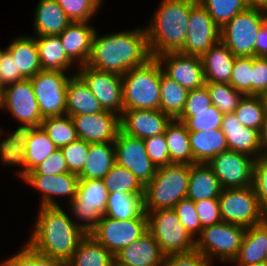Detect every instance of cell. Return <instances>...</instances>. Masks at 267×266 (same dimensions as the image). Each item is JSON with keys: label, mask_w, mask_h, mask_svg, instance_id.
<instances>
[{"label": "cell", "mask_w": 267, "mask_h": 266, "mask_svg": "<svg viewBox=\"0 0 267 266\" xmlns=\"http://www.w3.org/2000/svg\"><path fill=\"white\" fill-rule=\"evenodd\" d=\"M220 40V28L207 10L197 3L190 11L188 32L180 53L201 57Z\"/></svg>", "instance_id": "18"}, {"label": "cell", "mask_w": 267, "mask_h": 266, "mask_svg": "<svg viewBox=\"0 0 267 266\" xmlns=\"http://www.w3.org/2000/svg\"><path fill=\"white\" fill-rule=\"evenodd\" d=\"M260 96L263 100L264 106L266 108V113H267V89Z\"/></svg>", "instance_id": "62"}, {"label": "cell", "mask_w": 267, "mask_h": 266, "mask_svg": "<svg viewBox=\"0 0 267 266\" xmlns=\"http://www.w3.org/2000/svg\"><path fill=\"white\" fill-rule=\"evenodd\" d=\"M108 193L145 194V186L129 170L115 163L102 179Z\"/></svg>", "instance_id": "39"}, {"label": "cell", "mask_w": 267, "mask_h": 266, "mask_svg": "<svg viewBox=\"0 0 267 266\" xmlns=\"http://www.w3.org/2000/svg\"><path fill=\"white\" fill-rule=\"evenodd\" d=\"M104 111L84 80L75 73L68 82L66 92V115L77 116Z\"/></svg>", "instance_id": "30"}, {"label": "cell", "mask_w": 267, "mask_h": 266, "mask_svg": "<svg viewBox=\"0 0 267 266\" xmlns=\"http://www.w3.org/2000/svg\"><path fill=\"white\" fill-rule=\"evenodd\" d=\"M173 118L161 110H124L120 130L140 139L164 134Z\"/></svg>", "instance_id": "21"}, {"label": "cell", "mask_w": 267, "mask_h": 266, "mask_svg": "<svg viewBox=\"0 0 267 266\" xmlns=\"http://www.w3.org/2000/svg\"><path fill=\"white\" fill-rule=\"evenodd\" d=\"M202 228L223 222L218 198L194 202Z\"/></svg>", "instance_id": "53"}, {"label": "cell", "mask_w": 267, "mask_h": 266, "mask_svg": "<svg viewBox=\"0 0 267 266\" xmlns=\"http://www.w3.org/2000/svg\"><path fill=\"white\" fill-rule=\"evenodd\" d=\"M212 106L207 86L190 90L187 95L184 109L179 116H193V111L207 110Z\"/></svg>", "instance_id": "54"}, {"label": "cell", "mask_w": 267, "mask_h": 266, "mask_svg": "<svg viewBox=\"0 0 267 266\" xmlns=\"http://www.w3.org/2000/svg\"><path fill=\"white\" fill-rule=\"evenodd\" d=\"M224 114L214 105L207 110L193 111V116H178L176 120L183 122L189 132L206 131L221 128Z\"/></svg>", "instance_id": "44"}, {"label": "cell", "mask_w": 267, "mask_h": 266, "mask_svg": "<svg viewBox=\"0 0 267 266\" xmlns=\"http://www.w3.org/2000/svg\"><path fill=\"white\" fill-rule=\"evenodd\" d=\"M221 29L235 15L251 6L246 0H198Z\"/></svg>", "instance_id": "42"}, {"label": "cell", "mask_w": 267, "mask_h": 266, "mask_svg": "<svg viewBox=\"0 0 267 266\" xmlns=\"http://www.w3.org/2000/svg\"><path fill=\"white\" fill-rule=\"evenodd\" d=\"M255 57H267V19L260 28L255 42Z\"/></svg>", "instance_id": "58"}, {"label": "cell", "mask_w": 267, "mask_h": 266, "mask_svg": "<svg viewBox=\"0 0 267 266\" xmlns=\"http://www.w3.org/2000/svg\"><path fill=\"white\" fill-rule=\"evenodd\" d=\"M65 73L41 70L30 78L43 118L66 115L67 85L74 74Z\"/></svg>", "instance_id": "14"}, {"label": "cell", "mask_w": 267, "mask_h": 266, "mask_svg": "<svg viewBox=\"0 0 267 266\" xmlns=\"http://www.w3.org/2000/svg\"><path fill=\"white\" fill-rule=\"evenodd\" d=\"M42 127L25 128L6 141L5 165H19L17 174L22 178L57 150Z\"/></svg>", "instance_id": "6"}, {"label": "cell", "mask_w": 267, "mask_h": 266, "mask_svg": "<svg viewBox=\"0 0 267 266\" xmlns=\"http://www.w3.org/2000/svg\"><path fill=\"white\" fill-rule=\"evenodd\" d=\"M255 159L233 150L213 157L207 164L213 169L223 189L244 188L253 185Z\"/></svg>", "instance_id": "17"}, {"label": "cell", "mask_w": 267, "mask_h": 266, "mask_svg": "<svg viewBox=\"0 0 267 266\" xmlns=\"http://www.w3.org/2000/svg\"><path fill=\"white\" fill-rule=\"evenodd\" d=\"M7 50L16 64V72L30 79L42 70L35 36H20L15 38Z\"/></svg>", "instance_id": "33"}, {"label": "cell", "mask_w": 267, "mask_h": 266, "mask_svg": "<svg viewBox=\"0 0 267 266\" xmlns=\"http://www.w3.org/2000/svg\"><path fill=\"white\" fill-rule=\"evenodd\" d=\"M210 261L196 249L188 253L171 254L164 257L162 266H211Z\"/></svg>", "instance_id": "56"}, {"label": "cell", "mask_w": 267, "mask_h": 266, "mask_svg": "<svg viewBox=\"0 0 267 266\" xmlns=\"http://www.w3.org/2000/svg\"><path fill=\"white\" fill-rule=\"evenodd\" d=\"M188 92L183 86L166 76L161 67L159 110L176 119L184 109Z\"/></svg>", "instance_id": "38"}, {"label": "cell", "mask_w": 267, "mask_h": 266, "mask_svg": "<svg viewBox=\"0 0 267 266\" xmlns=\"http://www.w3.org/2000/svg\"><path fill=\"white\" fill-rule=\"evenodd\" d=\"M234 114L241 125L260 130L267 113L261 96L245 95L240 100Z\"/></svg>", "instance_id": "41"}, {"label": "cell", "mask_w": 267, "mask_h": 266, "mask_svg": "<svg viewBox=\"0 0 267 266\" xmlns=\"http://www.w3.org/2000/svg\"><path fill=\"white\" fill-rule=\"evenodd\" d=\"M89 145L90 143L77 139L60 148L70 173L78 175L83 170L86 158L88 157Z\"/></svg>", "instance_id": "48"}, {"label": "cell", "mask_w": 267, "mask_h": 266, "mask_svg": "<svg viewBox=\"0 0 267 266\" xmlns=\"http://www.w3.org/2000/svg\"><path fill=\"white\" fill-rule=\"evenodd\" d=\"M259 7L267 18V0H265Z\"/></svg>", "instance_id": "61"}, {"label": "cell", "mask_w": 267, "mask_h": 266, "mask_svg": "<svg viewBox=\"0 0 267 266\" xmlns=\"http://www.w3.org/2000/svg\"><path fill=\"white\" fill-rule=\"evenodd\" d=\"M1 109L8 110L18 120L19 125L13 133L0 142V160L3 164L6 161V141L16 132L33 127H41L43 121L39 110L33 86L30 79L15 82L2 89Z\"/></svg>", "instance_id": "7"}, {"label": "cell", "mask_w": 267, "mask_h": 266, "mask_svg": "<svg viewBox=\"0 0 267 266\" xmlns=\"http://www.w3.org/2000/svg\"><path fill=\"white\" fill-rule=\"evenodd\" d=\"M124 110L160 109L161 65L152 57L122 76Z\"/></svg>", "instance_id": "4"}, {"label": "cell", "mask_w": 267, "mask_h": 266, "mask_svg": "<svg viewBox=\"0 0 267 266\" xmlns=\"http://www.w3.org/2000/svg\"><path fill=\"white\" fill-rule=\"evenodd\" d=\"M5 266H65L61 261L33 250L27 243L21 251L2 262Z\"/></svg>", "instance_id": "47"}, {"label": "cell", "mask_w": 267, "mask_h": 266, "mask_svg": "<svg viewBox=\"0 0 267 266\" xmlns=\"http://www.w3.org/2000/svg\"><path fill=\"white\" fill-rule=\"evenodd\" d=\"M264 222L267 224V211L264 213Z\"/></svg>", "instance_id": "64"}, {"label": "cell", "mask_w": 267, "mask_h": 266, "mask_svg": "<svg viewBox=\"0 0 267 266\" xmlns=\"http://www.w3.org/2000/svg\"><path fill=\"white\" fill-rule=\"evenodd\" d=\"M221 130L226 136L228 150L246 154L255 160L260 156L259 130L241 125L234 112L224 114Z\"/></svg>", "instance_id": "25"}, {"label": "cell", "mask_w": 267, "mask_h": 266, "mask_svg": "<svg viewBox=\"0 0 267 266\" xmlns=\"http://www.w3.org/2000/svg\"><path fill=\"white\" fill-rule=\"evenodd\" d=\"M1 100H2V88L0 87V105H1Z\"/></svg>", "instance_id": "65"}, {"label": "cell", "mask_w": 267, "mask_h": 266, "mask_svg": "<svg viewBox=\"0 0 267 266\" xmlns=\"http://www.w3.org/2000/svg\"><path fill=\"white\" fill-rule=\"evenodd\" d=\"M251 6H260L265 0H246Z\"/></svg>", "instance_id": "60"}, {"label": "cell", "mask_w": 267, "mask_h": 266, "mask_svg": "<svg viewBox=\"0 0 267 266\" xmlns=\"http://www.w3.org/2000/svg\"><path fill=\"white\" fill-rule=\"evenodd\" d=\"M223 188L207 163L190 165L189 185L186 198L194 202L219 198Z\"/></svg>", "instance_id": "27"}, {"label": "cell", "mask_w": 267, "mask_h": 266, "mask_svg": "<svg viewBox=\"0 0 267 266\" xmlns=\"http://www.w3.org/2000/svg\"><path fill=\"white\" fill-rule=\"evenodd\" d=\"M190 176L189 164L173 163L157 168L145 186L144 211L173 208L186 198Z\"/></svg>", "instance_id": "5"}, {"label": "cell", "mask_w": 267, "mask_h": 266, "mask_svg": "<svg viewBox=\"0 0 267 266\" xmlns=\"http://www.w3.org/2000/svg\"><path fill=\"white\" fill-rule=\"evenodd\" d=\"M26 79L20 72H16L15 60L7 49L0 52V87L3 89L15 82Z\"/></svg>", "instance_id": "55"}, {"label": "cell", "mask_w": 267, "mask_h": 266, "mask_svg": "<svg viewBox=\"0 0 267 266\" xmlns=\"http://www.w3.org/2000/svg\"><path fill=\"white\" fill-rule=\"evenodd\" d=\"M68 171V166L63 152L58 148L54 153L49 155L42 163L25 175H56Z\"/></svg>", "instance_id": "52"}, {"label": "cell", "mask_w": 267, "mask_h": 266, "mask_svg": "<svg viewBox=\"0 0 267 266\" xmlns=\"http://www.w3.org/2000/svg\"><path fill=\"white\" fill-rule=\"evenodd\" d=\"M152 58L145 28L99 36L94 34L88 66L123 76Z\"/></svg>", "instance_id": "1"}, {"label": "cell", "mask_w": 267, "mask_h": 266, "mask_svg": "<svg viewBox=\"0 0 267 266\" xmlns=\"http://www.w3.org/2000/svg\"><path fill=\"white\" fill-rule=\"evenodd\" d=\"M218 201L223 222L245 228L264 222V212L253 186L223 189Z\"/></svg>", "instance_id": "11"}, {"label": "cell", "mask_w": 267, "mask_h": 266, "mask_svg": "<svg viewBox=\"0 0 267 266\" xmlns=\"http://www.w3.org/2000/svg\"><path fill=\"white\" fill-rule=\"evenodd\" d=\"M145 212L148 218V231L158 242L165 256L195 250V239L180 223L173 208Z\"/></svg>", "instance_id": "9"}, {"label": "cell", "mask_w": 267, "mask_h": 266, "mask_svg": "<svg viewBox=\"0 0 267 266\" xmlns=\"http://www.w3.org/2000/svg\"><path fill=\"white\" fill-rule=\"evenodd\" d=\"M156 59L163 67V73L188 91L205 85L201 57L180 52H169L158 55Z\"/></svg>", "instance_id": "19"}, {"label": "cell", "mask_w": 267, "mask_h": 266, "mask_svg": "<svg viewBox=\"0 0 267 266\" xmlns=\"http://www.w3.org/2000/svg\"><path fill=\"white\" fill-rule=\"evenodd\" d=\"M35 37L42 70L66 72L72 69L74 62L66 55L59 35Z\"/></svg>", "instance_id": "34"}, {"label": "cell", "mask_w": 267, "mask_h": 266, "mask_svg": "<svg viewBox=\"0 0 267 266\" xmlns=\"http://www.w3.org/2000/svg\"><path fill=\"white\" fill-rule=\"evenodd\" d=\"M39 209L27 244L36 252L65 265L87 234L60 206H42Z\"/></svg>", "instance_id": "2"}, {"label": "cell", "mask_w": 267, "mask_h": 266, "mask_svg": "<svg viewBox=\"0 0 267 266\" xmlns=\"http://www.w3.org/2000/svg\"><path fill=\"white\" fill-rule=\"evenodd\" d=\"M170 160L177 164H194L189 131L183 122L173 119L164 132Z\"/></svg>", "instance_id": "36"}, {"label": "cell", "mask_w": 267, "mask_h": 266, "mask_svg": "<svg viewBox=\"0 0 267 266\" xmlns=\"http://www.w3.org/2000/svg\"><path fill=\"white\" fill-rule=\"evenodd\" d=\"M143 142L149 158L157 168L173 164L164 134L148 137Z\"/></svg>", "instance_id": "50"}, {"label": "cell", "mask_w": 267, "mask_h": 266, "mask_svg": "<svg viewBox=\"0 0 267 266\" xmlns=\"http://www.w3.org/2000/svg\"><path fill=\"white\" fill-rule=\"evenodd\" d=\"M173 209L189 235L196 239L195 235H200L203 228L194 201L188 198L181 199Z\"/></svg>", "instance_id": "49"}, {"label": "cell", "mask_w": 267, "mask_h": 266, "mask_svg": "<svg viewBox=\"0 0 267 266\" xmlns=\"http://www.w3.org/2000/svg\"><path fill=\"white\" fill-rule=\"evenodd\" d=\"M147 231L148 218L144 211L138 218L127 220H118L104 215L89 235L115 256Z\"/></svg>", "instance_id": "12"}, {"label": "cell", "mask_w": 267, "mask_h": 266, "mask_svg": "<svg viewBox=\"0 0 267 266\" xmlns=\"http://www.w3.org/2000/svg\"><path fill=\"white\" fill-rule=\"evenodd\" d=\"M236 56L219 40L202 56L205 82L230 83Z\"/></svg>", "instance_id": "26"}, {"label": "cell", "mask_w": 267, "mask_h": 266, "mask_svg": "<svg viewBox=\"0 0 267 266\" xmlns=\"http://www.w3.org/2000/svg\"><path fill=\"white\" fill-rule=\"evenodd\" d=\"M34 16V36L59 35L72 22L55 0H39Z\"/></svg>", "instance_id": "29"}, {"label": "cell", "mask_w": 267, "mask_h": 266, "mask_svg": "<svg viewBox=\"0 0 267 266\" xmlns=\"http://www.w3.org/2000/svg\"><path fill=\"white\" fill-rule=\"evenodd\" d=\"M165 255L158 242L147 231L114 256L115 266H162Z\"/></svg>", "instance_id": "24"}, {"label": "cell", "mask_w": 267, "mask_h": 266, "mask_svg": "<svg viewBox=\"0 0 267 266\" xmlns=\"http://www.w3.org/2000/svg\"><path fill=\"white\" fill-rule=\"evenodd\" d=\"M95 32V28L90 26L89 22H71L59 34L65 53L75 66L88 63Z\"/></svg>", "instance_id": "23"}, {"label": "cell", "mask_w": 267, "mask_h": 266, "mask_svg": "<svg viewBox=\"0 0 267 266\" xmlns=\"http://www.w3.org/2000/svg\"><path fill=\"white\" fill-rule=\"evenodd\" d=\"M265 261H267V224L262 222L246 229L233 263L237 266H247Z\"/></svg>", "instance_id": "28"}, {"label": "cell", "mask_w": 267, "mask_h": 266, "mask_svg": "<svg viewBox=\"0 0 267 266\" xmlns=\"http://www.w3.org/2000/svg\"><path fill=\"white\" fill-rule=\"evenodd\" d=\"M77 74L88 85L103 110L121 116L124 111L122 76L100 71L90 66L77 65Z\"/></svg>", "instance_id": "15"}, {"label": "cell", "mask_w": 267, "mask_h": 266, "mask_svg": "<svg viewBox=\"0 0 267 266\" xmlns=\"http://www.w3.org/2000/svg\"><path fill=\"white\" fill-rule=\"evenodd\" d=\"M247 266H267V261L261 262V263H256V264H251V265H247Z\"/></svg>", "instance_id": "63"}, {"label": "cell", "mask_w": 267, "mask_h": 266, "mask_svg": "<svg viewBox=\"0 0 267 266\" xmlns=\"http://www.w3.org/2000/svg\"><path fill=\"white\" fill-rule=\"evenodd\" d=\"M253 56H236L232 68L230 85L245 95H252Z\"/></svg>", "instance_id": "45"}, {"label": "cell", "mask_w": 267, "mask_h": 266, "mask_svg": "<svg viewBox=\"0 0 267 266\" xmlns=\"http://www.w3.org/2000/svg\"><path fill=\"white\" fill-rule=\"evenodd\" d=\"M116 163L114 142L90 143L79 180L103 179Z\"/></svg>", "instance_id": "31"}, {"label": "cell", "mask_w": 267, "mask_h": 266, "mask_svg": "<svg viewBox=\"0 0 267 266\" xmlns=\"http://www.w3.org/2000/svg\"><path fill=\"white\" fill-rule=\"evenodd\" d=\"M253 188L259 199L262 211H267V158L258 157L254 162Z\"/></svg>", "instance_id": "51"}, {"label": "cell", "mask_w": 267, "mask_h": 266, "mask_svg": "<svg viewBox=\"0 0 267 266\" xmlns=\"http://www.w3.org/2000/svg\"><path fill=\"white\" fill-rule=\"evenodd\" d=\"M78 139L88 143L114 142L120 130V116L109 111L71 116Z\"/></svg>", "instance_id": "20"}, {"label": "cell", "mask_w": 267, "mask_h": 266, "mask_svg": "<svg viewBox=\"0 0 267 266\" xmlns=\"http://www.w3.org/2000/svg\"><path fill=\"white\" fill-rule=\"evenodd\" d=\"M107 199L108 190L102 179L79 180L76 197L70 202L69 210L78 218V225L86 234H89L106 214Z\"/></svg>", "instance_id": "13"}, {"label": "cell", "mask_w": 267, "mask_h": 266, "mask_svg": "<svg viewBox=\"0 0 267 266\" xmlns=\"http://www.w3.org/2000/svg\"><path fill=\"white\" fill-rule=\"evenodd\" d=\"M21 179L29 186L41 192L42 206H59L55 200V196H67L69 202L76 197L77 187L79 183L78 175L65 172L56 175H24Z\"/></svg>", "instance_id": "22"}, {"label": "cell", "mask_w": 267, "mask_h": 266, "mask_svg": "<svg viewBox=\"0 0 267 266\" xmlns=\"http://www.w3.org/2000/svg\"><path fill=\"white\" fill-rule=\"evenodd\" d=\"M266 19L259 6H249L220 29V40L235 56H255V42Z\"/></svg>", "instance_id": "8"}, {"label": "cell", "mask_w": 267, "mask_h": 266, "mask_svg": "<svg viewBox=\"0 0 267 266\" xmlns=\"http://www.w3.org/2000/svg\"><path fill=\"white\" fill-rule=\"evenodd\" d=\"M3 132H4V134L8 133V132H5L4 130L2 131V128L0 127V135L3 134Z\"/></svg>", "instance_id": "66"}, {"label": "cell", "mask_w": 267, "mask_h": 266, "mask_svg": "<svg viewBox=\"0 0 267 266\" xmlns=\"http://www.w3.org/2000/svg\"><path fill=\"white\" fill-rule=\"evenodd\" d=\"M205 85L212 105L223 114L233 113L244 96L229 83L205 82Z\"/></svg>", "instance_id": "43"}, {"label": "cell", "mask_w": 267, "mask_h": 266, "mask_svg": "<svg viewBox=\"0 0 267 266\" xmlns=\"http://www.w3.org/2000/svg\"><path fill=\"white\" fill-rule=\"evenodd\" d=\"M144 194L108 193L105 216L118 220L138 218L144 212Z\"/></svg>", "instance_id": "37"}, {"label": "cell", "mask_w": 267, "mask_h": 266, "mask_svg": "<svg viewBox=\"0 0 267 266\" xmlns=\"http://www.w3.org/2000/svg\"><path fill=\"white\" fill-rule=\"evenodd\" d=\"M197 3L198 0H161L145 28L152 57L183 49L190 11Z\"/></svg>", "instance_id": "3"}, {"label": "cell", "mask_w": 267, "mask_h": 266, "mask_svg": "<svg viewBox=\"0 0 267 266\" xmlns=\"http://www.w3.org/2000/svg\"><path fill=\"white\" fill-rule=\"evenodd\" d=\"M260 157L267 158V114L259 130Z\"/></svg>", "instance_id": "59"}, {"label": "cell", "mask_w": 267, "mask_h": 266, "mask_svg": "<svg viewBox=\"0 0 267 266\" xmlns=\"http://www.w3.org/2000/svg\"><path fill=\"white\" fill-rule=\"evenodd\" d=\"M190 148L195 163H208L213 157L228 150L221 128L189 132Z\"/></svg>", "instance_id": "32"}, {"label": "cell", "mask_w": 267, "mask_h": 266, "mask_svg": "<svg viewBox=\"0 0 267 266\" xmlns=\"http://www.w3.org/2000/svg\"><path fill=\"white\" fill-rule=\"evenodd\" d=\"M65 266H115L114 256L87 234Z\"/></svg>", "instance_id": "35"}, {"label": "cell", "mask_w": 267, "mask_h": 266, "mask_svg": "<svg viewBox=\"0 0 267 266\" xmlns=\"http://www.w3.org/2000/svg\"><path fill=\"white\" fill-rule=\"evenodd\" d=\"M41 127L57 148H61L78 139L73 120L69 115L46 117Z\"/></svg>", "instance_id": "40"}, {"label": "cell", "mask_w": 267, "mask_h": 266, "mask_svg": "<svg viewBox=\"0 0 267 266\" xmlns=\"http://www.w3.org/2000/svg\"><path fill=\"white\" fill-rule=\"evenodd\" d=\"M246 229L228 222L207 226L196 237L195 249L201 252L211 264L214 257L222 262L231 263L238 255Z\"/></svg>", "instance_id": "10"}, {"label": "cell", "mask_w": 267, "mask_h": 266, "mask_svg": "<svg viewBox=\"0 0 267 266\" xmlns=\"http://www.w3.org/2000/svg\"><path fill=\"white\" fill-rule=\"evenodd\" d=\"M72 22H88L101 7L102 0H55Z\"/></svg>", "instance_id": "46"}, {"label": "cell", "mask_w": 267, "mask_h": 266, "mask_svg": "<svg viewBox=\"0 0 267 266\" xmlns=\"http://www.w3.org/2000/svg\"><path fill=\"white\" fill-rule=\"evenodd\" d=\"M267 89V57L253 56L252 95L260 96Z\"/></svg>", "instance_id": "57"}, {"label": "cell", "mask_w": 267, "mask_h": 266, "mask_svg": "<svg viewBox=\"0 0 267 266\" xmlns=\"http://www.w3.org/2000/svg\"><path fill=\"white\" fill-rule=\"evenodd\" d=\"M114 147L116 163L129 169L146 186L155 176L157 167L149 158L143 139L119 130Z\"/></svg>", "instance_id": "16"}]
</instances>
